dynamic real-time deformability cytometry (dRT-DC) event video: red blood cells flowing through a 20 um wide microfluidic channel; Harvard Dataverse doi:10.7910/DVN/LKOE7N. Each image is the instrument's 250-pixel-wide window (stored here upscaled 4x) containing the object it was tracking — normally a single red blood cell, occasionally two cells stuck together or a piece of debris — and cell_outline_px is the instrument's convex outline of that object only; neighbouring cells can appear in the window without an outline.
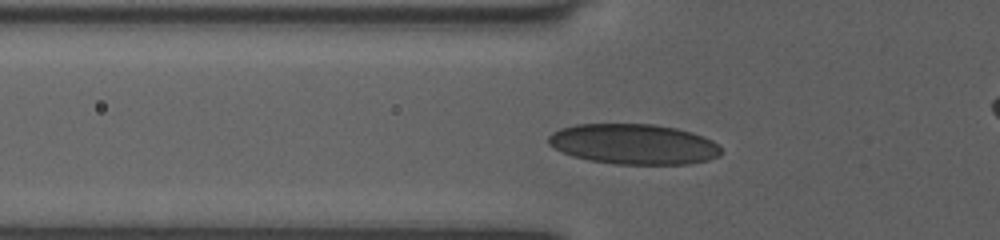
{"species": "human", "species_latin": "Homo sapiens", "temperature_condition": "room temperature", "stored_images_in_passage": 45, "camera_frame_rate_fps": 3000, "um_per_image_px": 0.085, "donor": {"sex": "female"}, "frame": {"image": 1, "passage_image": 11, "time_ms": 3.333, "image_size_px": [1000, 240], "cell_outline_px": [[724, 152], [720, 156], [708, 160], [688, 164], [616, 164], [588, 160], [572, 156], [548, 144], [548, 136], [552, 132], [560, 128], [576, 124], [652, 124], [676, 128], [692, 132], [704, 136], [712, 140]], "centroid_in_image_um": [53.88, 12.25], "position_along_channel_um": 71.9, "area_um2": 40.75}}
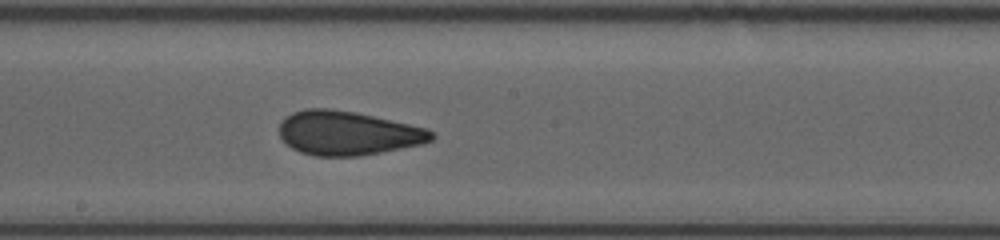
{"frame": {"image": 2, "passage_image": 22, "time_ms": 7.0, "image_size_px": [1000, 240], "cell_outline_px": [[436, 136], [432, 140], [420, 144], [360, 156], [316, 156], [300, 152], [292, 148], [280, 136], [280, 124], [284, 116], [292, 112], [304, 108], [332, 108], [356, 112], [428, 128], [436, 132]], "centroid_in_image_um": [29.56, 11.3], "position_along_channel_um": 218.6, "area_um2": 39.25}}
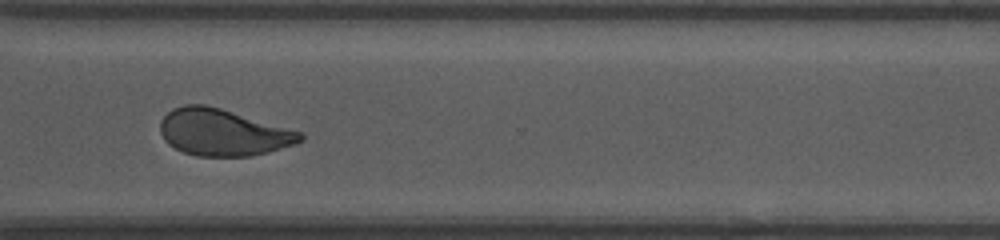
{"frame": {"image": 3, "passage_image": 32, "time_ms": 10.333, "image_size_px": [1000, 240], "cell_outline_px": [[304, 140], [268, 152], [248, 156], [196, 156], [184, 152], [168, 144], [164, 140], [160, 132], [160, 120], [172, 108], [184, 104], [204, 104], [220, 108], [300, 132], [304, 136]], "centroid_in_image_um": [18.89, 11.25], "position_along_channel_um": 351.7, "area_um2": 37.74}, "authors_computed_cell_mechanics": {"area_um2": 39.015, "velocity_mm_per_s": 4.001, "shape_relaxation_time_tau1_ms": 8.2267, "shape_relaxation_time_tau2_ms": 0.9826, "deformation_change_tau1": 0.1687, "deformation_change_tau2": 0.0636}}